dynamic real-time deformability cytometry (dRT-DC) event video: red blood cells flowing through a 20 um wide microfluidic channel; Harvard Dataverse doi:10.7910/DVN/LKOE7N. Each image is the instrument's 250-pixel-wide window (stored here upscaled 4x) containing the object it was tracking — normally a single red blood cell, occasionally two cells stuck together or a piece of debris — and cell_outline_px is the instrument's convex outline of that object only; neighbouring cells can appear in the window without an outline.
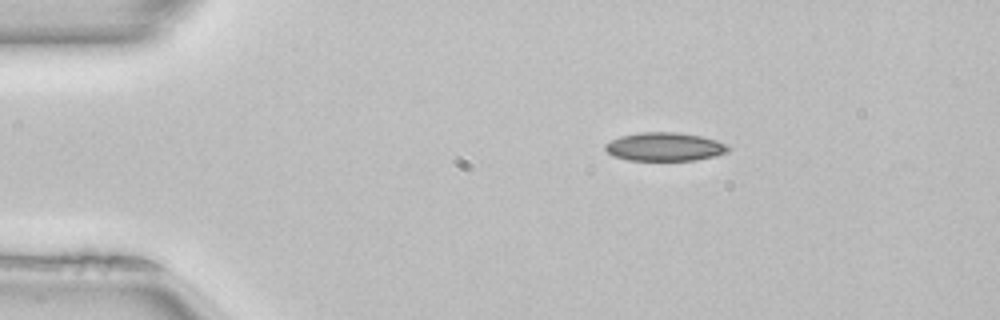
{"species": "common noctule bat (a hibernating species)", "species_latin": "Nyctalus noctula", "temperature_condition": "room temperature", "stored_images_in_passage": 43, "camera_frame_rate_fps": 3000, "um_per_image_px": 0.085, "animal": {"sex": "female", "body_mass_g": 22.7, "forearm_length_mm": 54.2}, "frame": {"image": 1, "passage_image": 1, "time_ms": 0.0, "image_size_px": [1000, 320], "cell_outline_px": [[732, 148], [728, 152], [716, 156], [696, 160], [628, 160], [612, 156], [604, 148], [604, 144], [620, 136], [640, 132], [676, 132], [700, 136], [716, 140], [728, 144]], "centroid_in_image_um": [56.52, 12.48], "position_along_channel_um": 28.5, "area_um2": 20.58}}
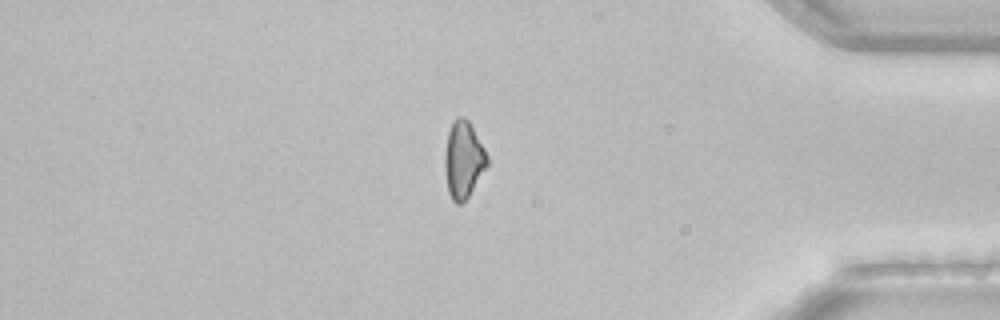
{"frame": {"image": 2, "passage_image": 35, "time_ms": 11.333, "image_size_px": [1000, 320], "cell_outline_px": [[488, 164], [468, 196], [460, 204], [456, 204], [452, 200], [448, 192], [444, 168], [444, 156], [448, 132], [452, 120], [456, 116], [464, 116], [468, 120], [484, 148], [488, 156]], "centroid_in_image_um": [39.36, 13.55], "position_along_channel_um": 395.8, "area_um2": 18.96}}
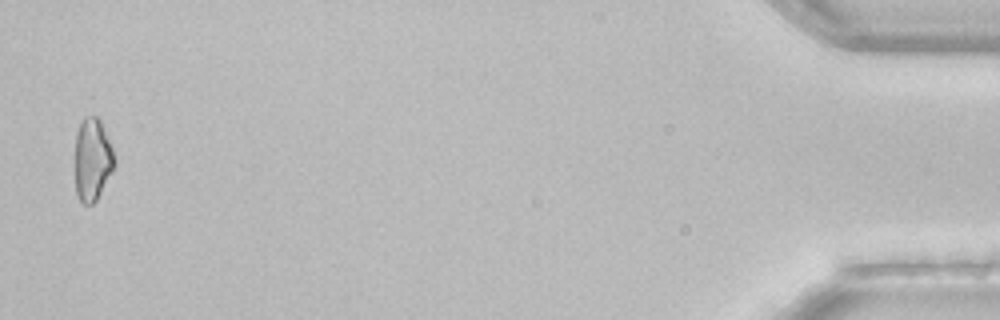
{"frame": {"image": 3, "passage_image": 42, "time_ms": 13.667, "image_size_px": [1000, 320], "cell_outline_px": [[116, 164], [112, 172], [96, 200], [92, 204], [84, 204], [76, 196], [72, 156], [76, 132], [84, 116], [96, 116], [100, 120], [112, 148], [116, 160]], "centroid_in_image_um": [7.79, 13.57], "position_along_channel_um": 427.4, "area_um2": 19.77}}